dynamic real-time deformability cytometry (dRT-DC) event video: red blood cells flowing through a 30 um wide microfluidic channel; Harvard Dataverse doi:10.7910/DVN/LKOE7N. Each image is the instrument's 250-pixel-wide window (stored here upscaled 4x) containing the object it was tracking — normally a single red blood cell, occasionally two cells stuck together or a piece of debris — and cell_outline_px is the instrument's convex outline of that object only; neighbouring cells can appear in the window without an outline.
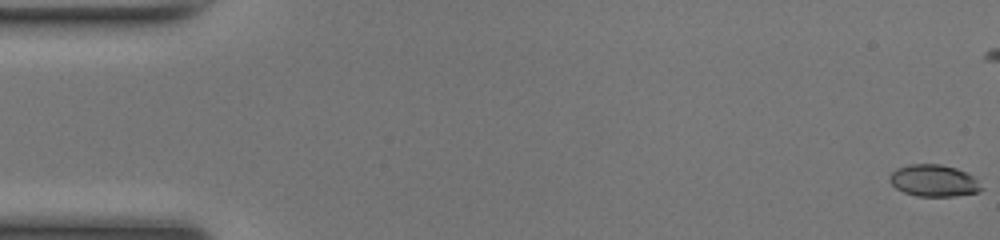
{"species": "common noctule bat (a hibernating species)", "species_latin": "Nyctalus noctula", "temperature_condition": "room temperature", "stored_images_in_passage": 41, "camera_frame_rate_fps": 3000, "um_per_image_px": 0.085, "animal": {"sex": "female", "body_mass_g": 17.0, "forearm_length_mm": 48.0}, "frame": {"image": 1, "passage_image": 1, "time_ms": 0.0, "image_size_px": [1000, 240], "cell_outline_px": [[984, 188], [980, 192], [952, 196], [916, 196], [904, 192], [896, 188], [888, 180], [888, 176], [896, 168], [908, 164], [940, 164], [956, 168], [968, 172], [976, 176]], "centroid_in_image_um": [79.41, 15.35], "position_along_channel_um": 5.6, "area_um2": 17.4}}
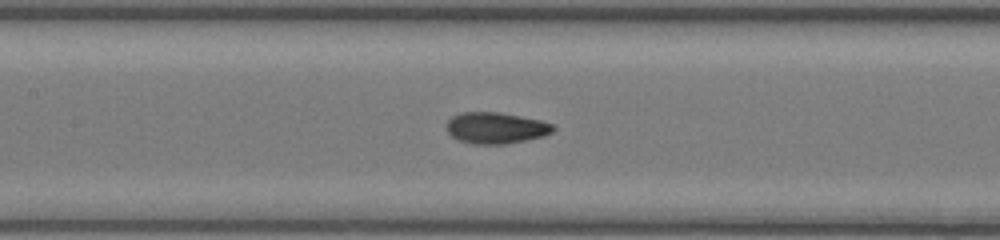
{"frame": {"image": 2, "passage_image": 24, "time_ms": 7.667, "image_size_px": [1000, 240], "cell_outline_px": [[556, 128], [552, 132], [544, 136], [504, 144], [472, 144], [456, 140], [448, 132], [448, 120], [452, 116], [460, 112], [500, 112], [540, 120], [552, 124]], "centroid_in_image_um": [42.14, 10.87], "position_along_channel_um": 165.3, "area_um2": 19.42}}
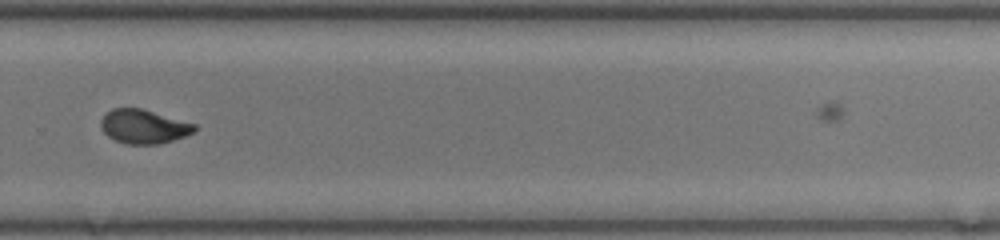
{"frame": {"image": 3, "passage_image": 35, "time_ms": 11.333, "image_size_px": [1000, 240], "cell_outline_px": [[196, 128], [192, 132], [184, 136], [160, 144], [128, 144], [116, 140], [108, 136], [100, 128], [100, 120], [112, 108], [140, 108], [196, 124]], "centroid_in_image_um": [12.19, 10.75], "position_along_channel_um": 317.6, "area_um2": 18.32}}